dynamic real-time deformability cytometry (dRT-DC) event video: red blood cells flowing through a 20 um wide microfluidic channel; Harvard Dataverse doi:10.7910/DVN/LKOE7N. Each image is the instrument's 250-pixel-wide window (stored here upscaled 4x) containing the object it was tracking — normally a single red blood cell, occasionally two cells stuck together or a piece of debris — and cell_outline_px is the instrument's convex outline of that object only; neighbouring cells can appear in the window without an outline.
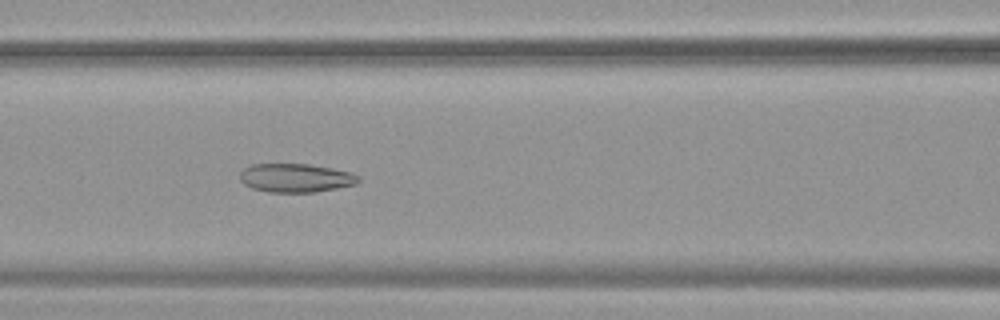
{"species": "common noctule bat (a hibernating species)", "species_latin": "Nyctalus noctula", "temperature_condition": "warm", "stored_images_in_passage": 42, "camera_frame_rate_fps": 3000, "um_per_image_px": 0.085, "animal": {"sex": "female", "body_mass_g": 19.9}, "frame": {"image": 1, "passage_image": 12, "time_ms": 3.667, "image_size_px": [1000, 320], "cell_outline_px": [[360, 180], [356, 184], [316, 192], [268, 192], [252, 188], [244, 184], [240, 180], [240, 172], [244, 168], [252, 164], [308, 164], [332, 168], [352, 172], [360, 176]], "centroid_in_image_um": [25.14, 15.12], "position_along_channel_um": 141.5, "area_um2": 19.88}}
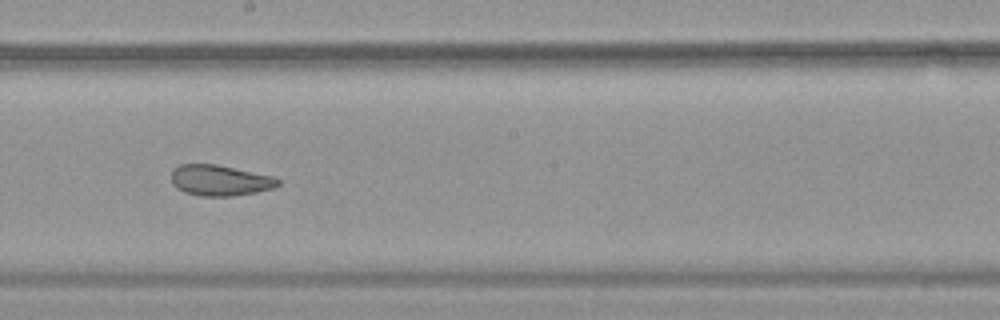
{"frame": {"image": 2, "passage_image": 19, "time_ms": 6.0, "image_size_px": [1000, 320], "cell_outline_px": [[280, 184], [272, 188], [256, 192], [232, 196], [200, 196], [184, 192], [176, 188], [172, 184], [172, 168], [180, 164], [216, 164], [272, 176], [280, 180]], "centroid_in_image_um": [18.65, 15.33], "position_along_channel_um": 229.5, "area_um2": 19.13}}
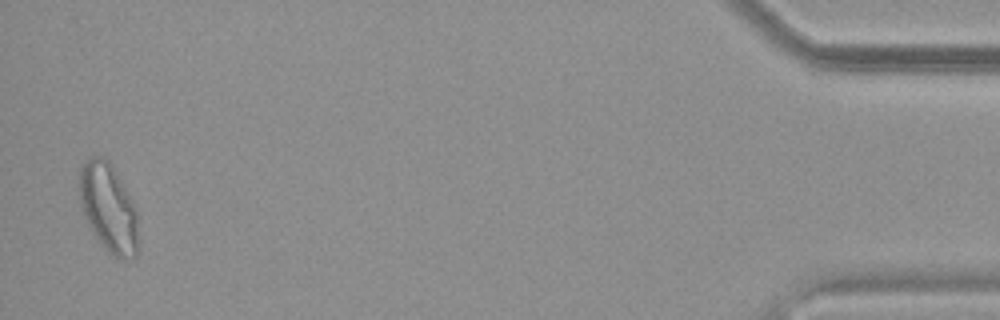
{"frame": {"image": 3, "passage_image": 41, "time_ms": 13.333, "image_size_px": [1000, 320], "cell_outline_px": [[140, 252], [136, 256], [124, 260], [120, 260], [108, 252], [100, 244], [92, 232], [88, 224], [80, 204], [80, 168], [92, 156], [104, 156], [112, 164], [128, 192], [136, 208], [140, 240]], "centroid_in_image_um": [9.28, 17.73], "position_along_channel_um": 425.9, "area_um2": 31.04}, "authors_computed_cell_mechanics": {"area_um2": 21.9351, "velocity_mm_per_s": 3.7913, "shape_relaxation_time_tau1_ms": null, "shape_relaxation_time_tau2_ms": 2.0013, "deformation_change_tau1": null, "deformation_change_tau2": 0.0884}}